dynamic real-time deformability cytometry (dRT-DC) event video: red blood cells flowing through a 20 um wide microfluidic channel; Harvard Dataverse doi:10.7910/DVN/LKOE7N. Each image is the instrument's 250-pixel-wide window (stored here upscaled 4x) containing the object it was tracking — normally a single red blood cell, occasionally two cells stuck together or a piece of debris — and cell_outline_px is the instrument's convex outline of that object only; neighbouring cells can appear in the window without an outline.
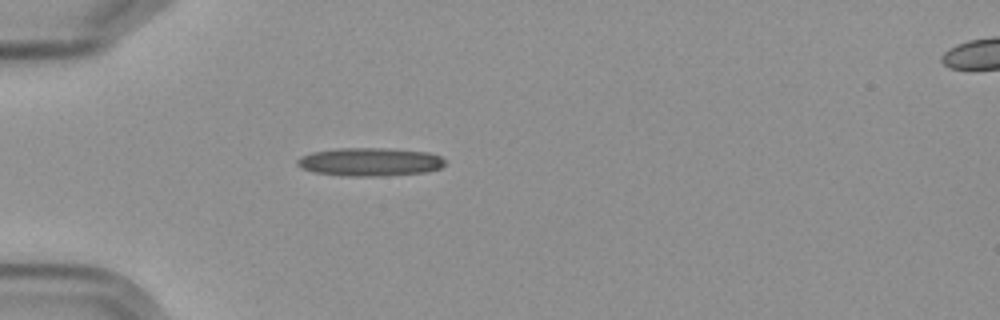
{"species": "Egyptian fruit bat (a non-hibernating species)", "species_latin": "Rousettus aegyptiacus", "temperature_condition": "cold", "stored_images_in_passage": 1, "camera_frame_rate_fps": 3000, "um_per_image_px": 0.085, "frame": {"image": 1, "passage_image": 1, "time_ms": 0.0, "image_size_px": [1000, 320], "cell_outline_px": [[448, 160], [440, 168], [424, 172], [380, 176], [348, 176], [312, 172], [300, 168], [296, 164], [296, 160], [300, 156], [312, 152], [340, 148], [388, 148], [428, 152], [440, 156]], "centroid_in_image_um": [31.42, 13.76], "position_along_channel_um": 53.6, "area_um2": 24.51}}